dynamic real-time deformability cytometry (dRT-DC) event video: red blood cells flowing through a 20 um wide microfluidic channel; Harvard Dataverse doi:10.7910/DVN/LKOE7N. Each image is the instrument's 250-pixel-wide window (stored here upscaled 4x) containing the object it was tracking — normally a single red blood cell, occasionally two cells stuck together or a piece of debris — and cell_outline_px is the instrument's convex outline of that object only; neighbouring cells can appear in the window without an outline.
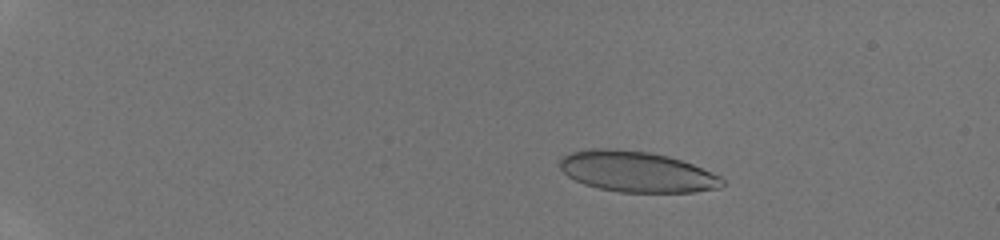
{"species": "human", "species_latin": "Homo sapiens", "temperature_condition": "room temperature", "stored_images_in_passage": 46, "camera_frame_rate_fps": 3000, "um_per_image_px": 0.085, "donor": {"sex": "male"}, "frame": {"image": 1, "passage_image": 10, "time_ms": 3.0, "image_size_px": [1000, 240], "cell_outline_px": [[724, 184], [720, 188], [696, 192], [620, 192], [600, 188], [584, 184], [568, 176], [560, 168], [560, 160], [564, 156], [572, 152], [588, 148], [616, 148], [648, 152], [668, 156], [692, 164], [720, 176], [724, 180]], "centroid_in_image_um": [54.13, 14.59], "position_along_channel_um": 30.9, "area_um2": 38.49}}
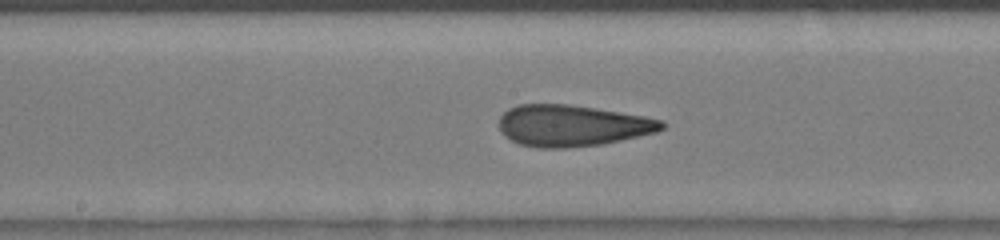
{"frame": {"image": 2, "passage_image": 28, "time_ms": 9.0, "image_size_px": [1000, 240], "cell_outline_px": [[668, 124], [664, 128], [656, 132], [604, 144], [564, 148], [540, 148], [520, 144], [504, 136], [500, 132], [500, 116], [508, 108], [520, 104], [568, 104], [596, 108], [644, 116], [664, 120]], "centroid_in_image_um": [48.65, 10.67], "position_along_channel_um": 199.5, "area_um2": 39.42}}
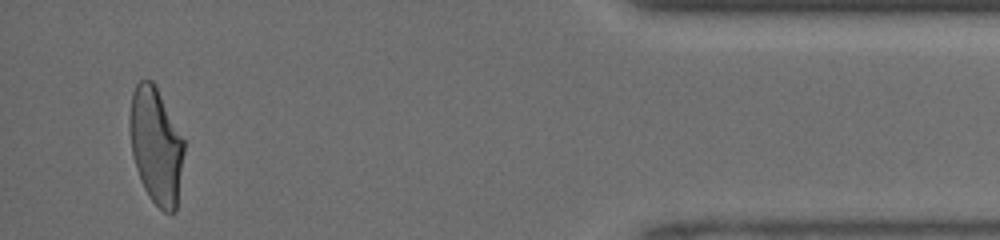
{"frame": {"image": 3, "passage_image": 45, "time_ms": 14.667, "image_size_px": [1000, 240], "cell_outline_px": [[184, 152], [176, 212], [164, 212], [148, 196], [144, 188], [136, 168], [132, 156], [128, 124], [128, 120], [132, 92], [136, 84], [140, 80], [152, 80], [156, 84], [184, 140]], "centroid_in_image_um": [13.24, 12.35], "position_along_channel_um": 422.0, "area_um2": 37.11}}